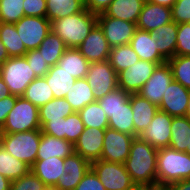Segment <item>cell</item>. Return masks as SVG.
<instances>
[{"label":"cell","instance_id":"8","mask_svg":"<svg viewBox=\"0 0 190 190\" xmlns=\"http://www.w3.org/2000/svg\"><path fill=\"white\" fill-rule=\"evenodd\" d=\"M91 169L97 174L106 190H127L135 184L124 164L100 159L91 163Z\"/></svg>","mask_w":190,"mask_h":190},{"label":"cell","instance_id":"37","mask_svg":"<svg viewBox=\"0 0 190 190\" xmlns=\"http://www.w3.org/2000/svg\"><path fill=\"white\" fill-rule=\"evenodd\" d=\"M78 113L85 127L108 128V117L97 100L86 105Z\"/></svg>","mask_w":190,"mask_h":190},{"label":"cell","instance_id":"12","mask_svg":"<svg viewBox=\"0 0 190 190\" xmlns=\"http://www.w3.org/2000/svg\"><path fill=\"white\" fill-rule=\"evenodd\" d=\"M172 81H174L172 70L168 62H165L157 65L151 77L137 94L159 107L162 97Z\"/></svg>","mask_w":190,"mask_h":190},{"label":"cell","instance_id":"24","mask_svg":"<svg viewBox=\"0 0 190 190\" xmlns=\"http://www.w3.org/2000/svg\"><path fill=\"white\" fill-rule=\"evenodd\" d=\"M143 5L144 3L139 0H113L103 13L109 17L137 24Z\"/></svg>","mask_w":190,"mask_h":190},{"label":"cell","instance_id":"7","mask_svg":"<svg viewBox=\"0 0 190 190\" xmlns=\"http://www.w3.org/2000/svg\"><path fill=\"white\" fill-rule=\"evenodd\" d=\"M85 79L93 89L95 100L118 88V74L108 60L90 63Z\"/></svg>","mask_w":190,"mask_h":190},{"label":"cell","instance_id":"58","mask_svg":"<svg viewBox=\"0 0 190 190\" xmlns=\"http://www.w3.org/2000/svg\"><path fill=\"white\" fill-rule=\"evenodd\" d=\"M149 2L171 8L176 0H149Z\"/></svg>","mask_w":190,"mask_h":190},{"label":"cell","instance_id":"48","mask_svg":"<svg viewBox=\"0 0 190 190\" xmlns=\"http://www.w3.org/2000/svg\"><path fill=\"white\" fill-rule=\"evenodd\" d=\"M25 16L46 17V0H24Z\"/></svg>","mask_w":190,"mask_h":190},{"label":"cell","instance_id":"50","mask_svg":"<svg viewBox=\"0 0 190 190\" xmlns=\"http://www.w3.org/2000/svg\"><path fill=\"white\" fill-rule=\"evenodd\" d=\"M42 133L54 136L56 138L65 139L64 119L50 120L42 128Z\"/></svg>","mask_w":190,"mask_h":190},{"label":"cell","instance_id":"61","mask_svg":"<svg viewBox=\"0 0 190 190\" xmlns=\"http://www.w3.org/2000/svg\"><path fill=\"white\" fill-rule=\"evenodd\" d=\"M139 1H141L144 4H146L147 2H149V0H139Z\"/></svg>","mask_w":190,"mask_h":190},{"label":"cell","instance_id":"2","mask_svg":"<svg viewBox=\"0 0 190 190\" xmlns=\"http://www.w3.org/2000/svg\"><path fill=\"white\" fill-rule=\"evenodd\" d=\"M97 16L85 8L77 14L51 21V30L63 40L67 48L76 49L97 24Z\"/></svg>","mask_w":190,"mask_h":190},{"label":"cell","instance_id":"39","mask_svg":"<svg viewBox=\"0 0 190 190\" xmlns=\"http://www.w3.org/2000/svg\"><path fill=\"white\" fill-rule=\"evenodd\" d=\"M24 0H1L0 20L3 23H16L24 17Z\"/></svg>","mask_w":190,"mask_h":190},{"label":"cell","instance_id":"44","mask_svg":"<svg viewBox=\"0 0 190 190\" xmlns=\"http://www.w3.org/2000/svg\"><path fill=\"white\" fill-rule=\"evenodd\" d=\"M176 56H190V23L178 24Z\"/></svg>","mask_w":190,"mask_h":190},{"label":"cell","instance_id":"14","mask_svg":"<svg viewBox=\"0 0 190 190\" xmlns=\"http://www.w3.org/2000/svg\"><path fill=\"white\" fill-rule=\"evenodd\" d=\"M172 119L173 117L166 112L158 110L139 137L157 149L169 147Z\"/></svg>","mask_w":190,"mask_h":190},{"label":"cell","instance_id":"6","mask_svg":"<svg viewBox=\"0 0 190 190\" xmlns=\"http://www.w3.org/2000/svg\"><path fill=\"white\" fill-rule=\"evenodd\" d=\"M36 129H41L39 108L24 97H18L0 133H18Z\"/></svg>","mask_w":190,"mask_h":190},{"label":"cell","instance_id":"59","mask_svg":"<svg viewBox=\"0 0 190 190\" xmlns=\"http://www.w3.org/2000/svg\"><path fill=\"white\" fill-rule=\"evenodd\" d=\"M186 116L190 118V95H189V103H188V110Z\"/></svg>","mask_w":190,"mask_h":190},{"label":"cell","instance_id":"10","mask_svg":"<svg viewBox=\"0 0 190 190\" xmlns=\"http://www.w3.org/2000/svg\"><path fill=\"white\" fill-rule=\"evenodd\" d=\"M135 137L127 133L106 128L103 140L101 160L107 162L121 163L127 160L130 146Z\"/></svg>","mask_w":190,"mask_h":190},{"label":"cell","instance_id":"20","mask_svg":"<svg viewBox=\"0 0 190 190\" xmlns=\"http://www.w3.org/2000/svg\"><path fill=\"white\" fill-rule=\"evenodd\" d=\"M75 152L74 144L54 136L42 133L36 160L59 157L65 159Z\"/></svg>","mask_w":190,"mask_h":190},{"label":"cell","instance_id":"22","mask_svg":"<svg viewBox=\"0 0 190 190\" xmlns=\"http://www.w3.org/2000/svg\"><path fill=\"white\" fill-rule=\"evenodd\" d=\"M30 170L47 186L54 187L64 174V159L59 157L36 160Z\"/></svg>","mask_w":190,"mask_h":190},{"label":"cell","instance_id":"25","mask_svg":"<svg viewBox=\"0 0 190 190\" xmlns=\"http://www.w3.org/2000/svg\"><path fill=\"white\" fill-rule=\"evenodd\" d=\"M89 64L77 49L67 48L57 65L77 80L86 77Z\"/></svg>","mask_w":190,"mask_h":190},{"label":"cell","instance_id":"52","mask_svg":"<svg viewBox=\"0 0 190 190\" xmlns=\"http://www.w3.org/2000/svg\"><path fill=\"white\" fill-rule=\"evenodd\" d=\"M113 0H84V5L90 12L99 14L109 6Z\"/></svg>","mask_w":190,"mask_h":190},{"label":"cell","instance_id":"1","mask_svg":"<svg viewBox=\"0 0 190 190\" xmlns=\"http://www.w3.org/2000/svg\"><path fill=\"white\" fill-rule=\"evenodd\" d=\"M157 150L139 136L133 139L124 166L135 184L157 186Z\"/></svg>","mask_w":190,"mask_h":190},{"label":"cell","instance_id":"26","mask_svg":"<svg viewBox=\"0 0 190 190\" xmlns=\"http://www.w3.org/2000/svg\"><path fill=\"white\" fill-rule=\"evenodd\" d=\"M47 84L50 86L54 98H65L67 93L76 82L73 76L62 70L57 64L50 67L48 73L44 76Z\"/></svg>","mask_w":190,"mask_h":190},{"label":"cell","instance_id":"3","mask_svg":"<svg viewBox=\"0 0 190 190\" xmlns=\"http://www.w3.org/2000/svg\"><path fill=\"white\" fill-rule=\"evenodd\" d=\"M157 186L165 189L171 183L190 178V155L171 147L159 148L156 161Z\"/></svg>","mask_w":190,"mask_h":190},{"label":"cell","instance_id":"38","mask_svg":"<svg viewBox=\"0 0 190 190\" xmlns=\"http://www.w3.org/2000/svg\"><path fill=\"white\" fill-rule=\"evenodd\" d=\"M173 79L190 90V56H174L167 60Z\"/></svg>","mask_w":190,"mask_h":190},{"label":"cell","instance_id":"9","mask_svg":"<svg viewBox=\"0 0 190 190\" xmlns=\"http://www.w3.org/2000/svg\"><path fill=\"white\" fill-rule=\"evenodd\" d=\"M14 24L27 50L37 49L51 31L47 17L24 16Z\"/></svg>","mask_w":190,"mask_h":190},{"label":"cell","instance_id":"51","mask_svg":"<svg viewBox=\"0 0 190 190\" xmlns=\"http://www.w3.org/2000/svg\"><path fill=\"white\" fill-rule=\"evenodd\" d=\"M17 98L18 96L9 95L4 99L0 100V128H2L5 124L8 113L14 107Z\"/></svg>","mask_w":190,"mask_h":190},{"label":"cell","instance_id":"18","mask_svg":"<svg viewBox=\"0 0 190 190\" xmlns=\"http://www.w3.org/2000/svg\"><path fill=\"white\" fill-rule=\"evenodd\" d=\"M172 21L171 8L147 2L142 7L136 25L138 29L150 32Z\"/></svg>","mask_w":190,"mask_h":190},{"label":"cell","instance_id":"33","mask_svg":"<svg viewBox=\"0 0 190 190\" xmlns=\"http://www.w3.org/2000/svg\"><path fill=\"white\" fill-rule=\"evenodd\" d=\"M49 67L58 64L67 46L52 30L37 48Z\"/></svg>","mask_w":190,"mask_h":190},{"label":"cell","instance_id":"32","mask_svg":"<svg viewBox=\"0 0 190 190\" xmlns=\"http://www.w3.org/2000/svg\"><path fill=\"white\" fill-rule=\"evenodd\" d=\"M30 171V166L12 156L0 144V174L11 181L19 179Z\"/></svg>","mask_w":190,"mask_h":190},{"label":"cell","instance_id":"16","mask_svg":"<svg viewBox=\"0 0 190 190\" xmlns=\"http://www.w3.org/2000/svg\"><path fill=\"white\" fill-rule=\"evenodd\" d=\"M190 90L183 87L179 82L172 81L167 87L159 110L166 112L172 117H182L187 115Z\"/></svg>","mask_w":190,"mask_h":190},{"label":"cell","instance_id":"34","mask_svg":"<svg viewBox=\"0 0 190 190\" xmlns=\"http://www.w3.org/2000/svg\"><path fill=\"white\" fill-rule=\"evenodd\" d=\"M108 61L111 67L118 74L140 61L139 56L132 49L130 44L111 47Z\"/></svg>","mask_w":190,"mask_h":190},{"label":"cell","instance_id":"29","mask_svg":"<svg viewBox=\"0 0 190 190\" xmlns=\"http://www.w3.org/2000/svg\"><path fill=\"white\" fill-rule=\"evenodd\" d=\"M73 113L74 110L65 98H53L45 105L39 107L41 128L50 120H63Z\"/></svg>","mask_w":190,"mask_h":190},{"label":"cell","instance_id":"43","mask_svg":"<svg viewBox=\"0 0 190 190\" xmlns=\"http://www.w3.org/2000/svg\"><path fill=\"white\" fill-rule=\"evenodd\" d=\"M47 186L30 170L19 179L13 180L10 190H45Z\"/></svg>","mask_w":190,"mask_h":190},{"label":"cell","instance_id":"17","mask_svg":"<svg viewBox=\"0 0 190 190\" xmlns=\"http://www.w3.org/2000/svg\"><path fill=\"white\" fill-rule=\"evenodd\" d=\"M104 135L105 129L85 127L78 141L74 144L75 152L90 163L100 160Z\"/></svg>","mask_w":190,"mask_h":190},{"label":"cell","instance_id":"19","mask_svg":"<svg viewBox=\"0 0 190 190\" xmlns=\"http://www.w3.org/2000/svg\"><path fill=\"white\" fill-rule=\"evenodd\" d=\"M130 45L139 56L140 60L150 61L158 65L167 62V60L158 52V45L154 38H151L150 32L136 29Z\"/></svg>","mask_w":190,"mask_h":190},{"label":"cell","instance_id":"4","mask_svg":"<svg viewBox=\"0 0 190 190\" xmlns=\"http://www.w3.org/2000/svg\"><path fill=\"white\" fill-rule=\"evenodd\" d=\"M41 134V129L18 133H0V144L12 156L31 167L36 161Z\"/></svg>","mask_w":190,"mask_h":190},{"label":"cell","instance_id":"11","mask_svg":"<svg viewBox=\"0 0 190 190\" xmlns=\"http://www.w3.org/2000/svg\"><path fill=\"white\" fill-rule=\"evenodd\" d=\"M97 24L103 31L111 47L130 44L137 25L130 21L106 16L103 12L97 16Z\"/></svg>","mask_w":190,"mask_h":190},{"label":"cell","instance_id":"60","mask_svg":"<svg viewBox=\"0 0 190 190\" xmlns=\"http://www.w3.org/2000/svg\"><path fill=\"white\" fill-rule=\"evenodd\" d=\"M45 190H59V189H57L55 187H47Z\"/></svg>","mask_w":190,"mask_h":190},{"label":"cell","instance_id":"15","mask_svg":"<svg viewBox=\"0 0 190 190\" xmlns=\"http://www.w3.org/2000/svg\"><path fill=\"white\" fill-rule=\"evenodd\" d=\"M76 49L89 63L106 61L111 52V46L98 24L93 27L87 38Z\"/></svg>","mask_w":190,"mask_h":190},{"label":"cell","instance_id":"36","mask_svg":"<svg viewBox=\"0 0 190 190\" xmlns=\"http://www.w3.org/2000/svg\"><path fill=\"white\" fill-rule=\"evenodd\" d=\"M22 97L39 108L51 101L54 95L46 79L37 77L29 84Z\"/></svg>","mask_w":190,"mask_h":190},{"label":"cell","instance_id":"56","mask_svg":"<svg viewBox=\"0 0 190 190\" xmlns=\"http://www.w3.org/2000/svg\"><path fill=\"white\" fill-rule=\"evenodd\" d=\"M12 181L0 174V190H10Z\"/></svg>","mask_w":190,"mask_h":190},{"label":"cell","instance_id":"53","mask_svg":"<svg viewBox=\"0 0 190 190\" xmlns=\"http://www.w3.org/2000/svg\"><path fill=\"white\" fill-rule=\"evenodd\" d=\"M165 190H190V178L171 183Z\"/></svg>","mask_w":190,"mask_h":190},{"label":"cell","instance_id":"47","mask_svg":"<svg viewBox=\"0 0 190 190\" xmlns=\"http://www.w3.org/2000/svg\"><path fill=\"white\" fill-rule=\"evenodd\" d=\"M74 190H106V188L90 168Z\"/></svg>","mask_w":190,"mask_h":190},{"label":"cell","instance_id":"5","mask_svg":"<svg viewBox=\"0 0 190 190\" xmlns=\"http://www.w3.org/2000/svg\"><path fill=\"white\" fill-rule=\"evenodd\" d=\"M0 75L11 95L21 97L29 84L37 78L25 56L9 57L0 65Z\"/></svg>","mask_w":190,"mask_h":190},{"label":"cell","instance_id":"62","mask_svg":"<svg viewBox=\"0 0 190 190\" xmlns=\"http://www.w3.org/2000/svg\"><path fill=\"white\" fill-rule=\"evenodd\" d=\"M186 153L190 155V148L186 151Z\"/></svg>","mask_w":190,"mask_h":190},{"label":"cell","instance_id":"46","mask_svg":"<svg viewBox=\"0 0 190 190\" xmlns=\"http://www.w3.org/2000/svg\"><path fill=\"white\" fill-rule=\"evenodd\" d=\"M171 11L176 24L190 23V0H176Z\"/></svg>","mask_w":190,"mask_h":190},{"label":"cell","instance_id":"45","mask_svg":"<svg viewBox=\"0 0 190 190\" xmlns=\"http://www.w3.org/2000/svg\"><path fill=\"white\" fill-rule=\"evenodd\" d=\"M24 56L37 77H44L48 73L50 67L38 49L28 50Z\"/></svg>","mask_w":190,"mask_h":190},{"label":"cell","instance_id":"40","mask_svg":"<svg viewBox=\"0 0 190 190\" xmlns=\"http://www.w3.org/2000/svg\"><path fill=\"white\" fill-rule=\"evenodd\" d=\"M129 97V93L117 88L97 101L109 119L116 109L124 106V104L129 100Z\"/></svg>","mask_w":190,"mask_h":190},{"label":"cell","instance_id":"31","mask_svg":"<svg viewBox=\"0 0 190 190\" xmlns=\"http://www.w3.org/2000/svg\"><path fill=\"white\" fill-rule=\"evenodd\" d=\"M0 39L9 57L24 56L28 51L16 31L14 23L0 22Z\"/></svg>","mask_w":190,"mask_h":190},{"label":"cell","instance_id":"49","mask_svg":"<svg viewBox=\"0 0 190 190\" xmlns=\"http://www.w3.org/2000/svg\"><path fill=\"white\" fill-rule=\"evenodd\" d=\"M84 175H73L71 173L62 174L57 184L54 186L59 190H74L78 183L83 179Z\"/></svg>","mask_w":190,"mask_h":190},{"label":"cell","instance_id":"27","mask_svg":"<svg viewBox=\"0 0 190 190\" xmlns=\"http://www.w3.org/2000/svg\"><path fill=\"white\" fill-rule=\"evenodd\" d=\"M169 147L186 152L190 148V118L187 116L173 117Z\"/></svg>","mask_w":190,"mask_h":190},{"label":"cell","instance_id":"23","mask_svg":"<svg viewBox=\"0 0 190 190\" xmlns=\"http://www.w3.org/2000/svg\"><path fill=\"white\" fill-rule=\"evenodd\" d=\"M178 24L174 21L150 31L151 38L156 40L158 52L169 60L176 56Z\"/></svg>","mask_w":190,"mask_h":190},{"label":"cell","instance_id":"54","mask_svg":"<svg viewBox=\"0 0 190 190\" xmlns=\"http://www.w3.org/2000/svg\"><path fill=\"white\" fill-rule=\"evenodd\" d=\"M127 190H165L159 188L158 186L146 185V184H134L131 188Z\"/></svg>","mask_w":190,"mask_h":190},{"label":"cell","instance_id":"30","mask_svg":"<svg viewBox=\"0 0 190 190\" xmlns=\"http://www.w3.org/2000/svg\"><path fill=\"white\" fill-rule=\"evenodd\" d=\"M84 9V0H46V17L50 22Z\"/></svg>","mask_w":190,"mask_h":190},{"label":"cell","instance_id":"55","mask_svg":"<svg viewBox=\"0 0 190 190\" xmlns=\"http://www.w3.org/2000/svg\"><path fill=\"white\" fill-rule=\"evenodd\" d=\"M9 95H11V93L0 75V100L4 99Z\"/></svg>","mask_w":190,"mask_h":190},{"label":"cell","instance_id":"57","mask_svg":"<svg viewBox=\"0 0 190 190\" xmlns=\"http://www.w3.org/2000/svg\"><path fill=\"white\" fill-rule=\"evenodd\" d=\"M9 59L8 52L0 39V65Z\"/></svg>","mask_w":190,"mask_h":190},{"label":"cell","instance_id":"41","mask_svg":"<svg viewBox=\"0 0 190 190\" xmlns=\"http://www.w3.org/2000/svg\"><path fill=\"white\" fill-rule=\"evenodd\" d=\"M84 130L85 125L83 124L78 112H74L64 118L65 140L75 144Z\"/></svg>","mask_w":190,"mask_h":190},{"label":"cell","instance_id":"21","mask_svg":"<svg viewBox=\"0 0 190 190\" xmlns=\"http://www.w3.org/2000/svg\"><path fill=\"white\" fill-rule=\"evenodd\" d=\"M129 99L133 112L134 130L140 135L151 123L159 107L141 97L139 94H130Z\"/></svg>","mask_w":190,"mask_h":190},{"label":"cell","instance_id":"42","mask_svg":"<svg viewBox=\"0 0 190 190\" xmlns=\"http://www.w3.org/2000/svg\"><path fill=\"white\" fill-rule=\"evenodd\" d=\"M90 168L91 163L76 152L64 159V173L66 174L85 175Z\"/></svg>","mask_w":190,"mask_h":190},{"label":"cell","instance_id":"13","mask_svg":"<svg viewBox=\"0 0 190 190\" xmlns=\"http://www.w3.org/2000/svg\"><path fill=\"white\" fill-rule=\"evenodd\" d=\"M157 63L140 60L118 73V88L129 94H137L151 77Z\"/></svg>","mask_w":190,"mask_h":190},{"label":"cell","instance_id":"28","mask_svg":"<svg viewBox=\"0 0 190 190\" xmlns=\"http://www.w3.org/2000/svg\"><path fill=\"white\" fill-rule=\"evenodd\" d=\"M65 100L71 105L74 112H79L89 103L96 101L93 89L85 78L76 80L65 96Z\"/></svg>","mask_w":190,"mask_h":190},{"label":"cell","instance_id":"35","mask_svg":"<svg viewBox=\"0 0 190 190\" xmlns=\"http://www.w3.org/2000/svg\"><path fill=\"white\" fill-rule=\"evenodd\" d=\"M108 127L134 137L139 136L134 130L133 112L130 99L124 104V106H121L112 113L111 117L108 119Z\"/></svg>","mask_w":190,"mask_h":190}]
</instances>
